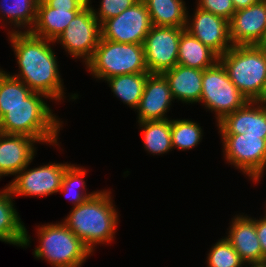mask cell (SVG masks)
Instances as JSON below:
<instances>
[{"label":"cell","instance_id":"cell-28","mask_svg":"<svg viewBox=\"0 0 266 267\" xmlns=\"http://www.w3.org/2000/svg\"><path fill=\"white\" fill-rule=\"evenodd\" d=\"M203 132L201 127L191 120H171V142L172 148L189 150L202 140Z\"/></svg>","mask_w":266,"mask_h":267},{"label":"cell","instance_id":"cell-23","mask_svg":"<svg viewBox=\"0 0 266 267\" xmlns=\"http://www.w3.org/2000/svg\"><path fill=\"white\" fill-rule=\"evenodd\" d=\"M152 25L185 28L187 7L183 0H143Z\"/></svg>","mask_w":266,"mask_h":267},{"label":"cell","instance_id":"cell-2","mask_svg":"<svg viewBox=\"0 0 266 267\" xmlns=\"http://www.w3.org/2000/svg\"><path fill=\"white\" fill-rule=\"evenodd\" d=\"M110 194L111 191H98L82 204L72 207L63 221L91 252L96 244L111 242L115 237L119 218Z\"/></svg>","mask_w":266,"mask_h":267},{"label":"cell","instance_id":"cell-21","mask_svg":"<svg viewBox=\"0 0 266 267\" xmlns=\"http://www.w3.org/2000/svg\"><path fill=\"white\" fill-rule=\"evenodd\" d=\"M12 197L8 186L0 191V241L27 247L30 244V237L16 208L13 207Z\"/></svg>","mask_w":266,"mask_h":267},{"label":"cell","instance_id":"cell-30","mask_svg":"<svg viewBox=\"0 0 266 267\" xmlns=\"http://www.w3.org/2000/svg\"><path fill=\"white\" fill-rule=\"evenodd\" d=\"M207 255V267H242L245 264L225 237L218 240Z\"/></svg>","mask_w":266,"mask_h":267},{"label":"cell","instance_id":"cell-6","mask_svg":"<svg viewBox=\"0 0 266 267\" xmlns=\"http://www.w3.org/2000/svg\"><path fill=\"white\" fill-rule=\"evenodd\" d=\"M40 245L34 257L46 259L53 267H80L92 253L63 222L38 227Z\"/></svg>","mask_w":266,"mask_h":267},{"label":"cell","instance_id":"cell-24","mask_svg":"<svg viewBox=\"0 0 266 267\" xmlns=\"http://www.w3.org/2000/svg\"><path fill=\"white\" fill-rule=\"evenodd\" d=\"M150 73L123 74L106 79L114 96L136 109L142 97L147 76Z\"/></svg>","mask_w":266,"mask_h":267},{"label":"cell","instance_id":"cell-38","mask_svg":"<svg viewBox=\"0 0 266 267\" xmlns=\"http://www.w3.org/2000/svg\"><path fill=\"white\" fill-rule=\"evenodd\" d=\"M251 267H266V262L251 264Z\"/></svg>","mask_w":266,"mask_h":267},{"label":"cell","instance_id":"cell-34","mask_svg":"<svg viewBox=\"0 0 266 267\" xmlns=\"http://www.w3.org/2000/svg\"><path fill=\"white\" fill-rule=\"evenodd\" d=\"M51 8L57 7H80L73 0H44Z\"/></svg>","mask_w":266,"mask_h":267},{"label":"cell","instance_id":"cell-15","mask_svg":"<svg viewBox=\"0 0 266 267\" xmlns=\"http://www.w3.org/2000/svg\"><path fill=\"white\" fill-rule=\"evenodd\" d=\"M174 100L169 83L160 73H150L147 76L142 97L135 110L138 112V122L167 120L165 116L171 102Z\"/></svg>","mask_w":266,"mask_h":267},{"label":"cell","instance_id":"cell-16","mask_svg":"<svg viewBox=\"0 0 266 267\" xmlns=\"http://www.w3.org/2000/svg\"><path fill=\"white\" fill-rule=\"evenodd\" d=\"M217 126L220 134L246 133L266 139V108L248 101L243 107L226 115Z\"/></svg>","mask_w":266,"mask_h":267},{"label":"cell","instance_id":"cell-14","mask_svg":"<svg viewBox=\"0 0 266 267\" xmlns=\"http://www.w3.org/2000/svg\"><path fill=\"white\" fill-rule=\"evenodd\" d=\"M229 28L233 46L262 45L266 32V0L235 11Z\"/></svg>","mask_w":266,"mask_h":267},{"label":"cell","instance_id":"cell-4","mask_svg":"<svg viewBox=\"0 0 266 267\" xmlns=\"http://www.w3.org/2000/svg\"><path fill=\"white\" fill-rule=\"evenodd\" d=\"M219 61L238 90L248 101H255L266 82V47L232 46Z\"/></svg>","mask_w":266,"mask_h":267},{"label":"cell","instance_id":"cell-13","mask_svg":"<svg viewBox=\"0 0 266 267\" xmlns=\"http://www.w3.org/2000/svg\"><path fill=\"white\" fill-rule=\"evenodd\" d=\"M195 10L192 20H189L187 14L185 30L219 56L223 55L233 46L230 39L229 21L198 7Z\"/></svg>","mask_w":266,"mask_h":267},{"label":"cell","instance_id":"cell-19","mask_svg":"<svg viewBox=\"0 0 266 267\" xmlns=\"http://www.w3.org/2000/svg\"><path fill=\"white\" fill-rule=\"evenodd\" d=\"M81 9V7H57L54 9L44 0H39L36 22L30 32L35 36L55 41Z\"/></svg>","mask_w":266,"mask_h":267},{"label":"cell","instance_id":"cell-35","mask_svg":"<svg viewBox=\"0 0 266 267\" xmlns=\"http://www.w3.org/2000/svg\"><path fill=\"white\" fill-rule=\"evenodd\" d=\"M262 0H232L235 11L243 8H247L255 3H258Z\"/></svg>","mask_w":266,"mask_h":267},{"label":"cell","instance_id":"cell-18","mask_svg":"<svg viewBox=\"0 0 266 267\" xmlns=\"http://www.w3.org/2000/svg\"><path fill=\"white\" fill-rule=\"evenodd\" d=\"M229 228L228 236L225 238L245 265L262 263V249L256 234V219L247 215H236Z\"/></svg>","mask_w":266,"mask_h":267},{"label":"cell","instance_id":"cell-25","mask_svg":"<svg viewBox=\"0 0 266 267\" xmlns=\"http://www.w3.org/2000/svg\"><path fill=\"white\" fill-rule=\"evenodd\" d=\"M143 129L144 148L153 155L164 154L172 148L171 120L138 122Z\"/></svg>","mask_w":266,"mask_h":267},{"label":"cell","instance_id":"cell-5","mask_svg":"<svg viewBox=\"0 0 266 267\" xmlns=\"http://www.w3.org/2000/svg\"><path fill=\"white\" fill-rule=\"evenodd\" d=\"M86 67L99 80L123 74L149 73L143 44L117 43L102 38Z\"/></svg>","mask_w":266,"mask_h":267},{"label":"cell","instance_id":"cell-3","mask_svg":"<svg viewBox=\"0 0 266 267\" xmlns=\"http://www.w3.org/2000/svg\"><path fill=\"white\" fill-rule=\"evenodd\" d=\"M42 97L48 98L42 93L32 92L23 103L6 109V114L0 119V133L26 135L39 143L59 145L57 140L62 122Z\"/></svg>","mask_w":266,"mask_h":267},{"label":"cell","instance_id":"cell-22","mask_svg":"<svg viewBox=\"0 0 266 267\" xmlns=\"http://www.w3.org/2000/svg\"><path fill=\"white\" fill-rule=\"evenodd\" d=\"M219 61V55L186 30L181 34L178 49V64L205 70Z\"/></svg>","mask_w":266,"mask_h":267},{"label":"cell","instance_id":"cell-7","mask_svg":"<svg viewBox=\"0 0 266 267\" xmlns=\"http://www.w3.org/2000/svg\"><path fill=\"white\" fill-rule=\"evenodd\" d=\"M200 102L211 112H215L218 123L226 115L243 107L248 100L230 80L225 67L218 61L212 67L203 70Z\"/></svg>","mask_w":266,"mask_h":267},{"label":"cell","instance_id":"cell-31","mask_svg":"<svg viewBox=\"0 0 266 267\" xmlns=\"http://www.w3.org/2000/svg\"><path fill=\"white\" fill-rule=\"evenodd\" d=\"M138 0H102L98 12L93 8V13L98 22H102L116 17L131 7Z\"/></svg>","mask_w":266,"mask_h":267},{"label":"cell","instance_id":"cell-36","mask_svg":"<svg viewBox=\"0 0 266 267\" xmlns=\"http://www.w3.org/2000/svg\"><path fill=\"white\" fill-rule=\"evenodd\" d=\"M258 104H260L261 106H263L264 108H266V82L264 83L263 89L260 93V95L258 96V98L254 101Z\"/></svg>","mask_w":266,"mask_h":267},{"label":"cell","instance_id":"cell-37","mask_svg":"<svg viewBox=\"0 0 266 267\" xmlns=\"http://www.w3.org/2000/svg\"><path fill=\"white\" fill-rule=\"evenodd\" d=\"M81 8H93L90 6L91 0H73Z\"/></svg>","mask_w":266,"mask_h":267},{"label":"cell","instance_id":"cell-1","mask_svg":"<svg viewBox=\"0 0 266 267\" xmlns=\"http://www.w3.org/2000/svg\"><path fill=\"white\" fill-rule=\"evenodd\" d=\"M8 34L20 71L11 76L24 82L33 92L42 93L55 101L61 100L65 93L63 80L50 44L55 42L21 30Z\"/></svg>","mask_w":266,"mask_h":267},{"label":"cell","instance_id":"cell-33","mask_svg":"<svg viewBox=\"0 0 266 267\" xmlns=\"http://www.w3.org/2000/svg\"><path fill=\"white\" fill-rule=\"evenodd\" d=\"M256 234L262 249V263L266 262V217L256 219Z\"/></svg>","mask_w":266,"mask_h":267},{"label":"cell","instance_id":"cell-10","mask_svg":"<svg viewBox=\"0 0 266 267\" xmlns=\"http://www.w3.org/2000/svg\"><path fill=\"white\" fill-rule=\"evenodd\" d=\"M152 26L145 3L138 0L120 15L100 24L101 38L117 43L144 44Z\"/></svg>","mask_w":266,"mask_h":267},{"label":"cell","instance_id":"cell-17","mask_svg":"<svg viewBox=\"0 0 266 267\" xmlns=\"http://www.w3.org/2000/svg\"><path fill=\"white\" fill-rule=\"evenodd\" d=\"M36 139L26 135L0 133V173L16 175L34 159Z\"/></svg>","mask_w":266,"mask_h":267},{"label":"cell","instance_id":"cell-8","mask_svg":"<svg viewBox=\"0 0 266 267\" xmlns=\"http://www.w3.org/2000/svg\"><path fill=\"white\" fill-rule=\"evenodd\" d=\"M225 159L258 182L266 169V139L244 134H221Z\"/></svg>","mask_w":266,"mask_h":267},{"label":"cell","instance_id":"cell-27","mask_svg":"<svg viewBox=\"0 0 266 267\" xmlns=\"http://www.w3.org/2000/svg\"><path fill=\"white\" fill-rule=\"evenodd\" d=\"M33 91L22 81L5 71L0 72V119L6 109L23 103Z\"/></svg>","mask_w":266,"mask_h":267},{"label":"cell","instance_id":"cell-39","mask_svg":"<svg viewBox=\"0 0 266 267\" xmlns=\"http://www.w3.org/2000/svg\"><path fill=\"white\" fill-rule=\"evenodd\" d=\"M261 46H264V47H266V32H265V38H264V42H263V44H262Z\"/></svg>","mask_w":266,"mask_h":267},{"label":"cell","instance_id":"cell-9","mask_svg":"<svg viewBox=\"0 0 266 267\" xmlns=\"http://www.w3.org/2000/svg\"><path fill=\"white\" fill-rule=\"evenodd\" d=\"M100 38V23L94 16L93 8H82L54 42H60L68 54L74 58H83L86 64Z\"/></svg>","mask_w":266,"mask_h":267},{"label":"cell","instance_id":"cell-11","mask_svg":"<svg viewBox=\"0 0 266 267\" xmlns=\"http://www.w3.org/2000/svg\"><path fill=\"white\" fill-rule=\"evenodd\" d=\"M185 28L152 26L144 41L145 63L149 73H160L178 64V49Z\"/></svg>","mask_w":266,"mask_h":267},{"label":"cell","instance_id":"cell-26","mask_svg":"<svg viewBox=\"0 0 266 267\" xmlns=\"http://www.w3.org/2000/svg\"><path fill=\"white\" fill-rule=\"evenodd\" d=\"M38 2L39 0H2L0 3L1 17L13 24L15 28L27 27L29 29L24 32H30L36 22Z\"/></svg>","mask_w":266,"mask_h":267},{"label":"cell","instance_id":"cell-29","mask_svg":"<svg viewBox=\"0 0 266 267\" xmlns=\"http://www.w3.org/2000/svg\"><path fill=\"white\" fill-rule=\"evenodd\" d=\"M85 174H86V169L82 167H78L77 165H74V164L70 165L65 171V174L62 179L61 187L58 192L62 191L66 195H68V193L69 194L71 193L72 188H74V186H77V185H79V188L77 187V189H81V191L85 190L86 183H85V180H83ZM81 191L80 190H78L77 192L75 191L74 192L75 194L71 195V200H72L71 202L74 205V207H77L78 205L82 204L88 198L93 197L98 192V191L96 192L94 191L93 193L87 194Z\"/></svg>","mask_w":266,"mask_h":267},{"label":"cell","instance_id":"cell-12","mask_svg":"<svg viewBox=\"0 0 266 267\" xmlns=\"http://www.w3.org/2000/svg\"><path fill=\"white\" fill-rule=\"evenodd\" d=\"M70 165L50 162L28 170L26 166L7 186L14 196H48L59 191L65 171Z\"/></svg>","mask_w":266,"mask_h":267},{"label":"cell","instance_id":"cell-20","mask_svg":"<svg viewBox=\"0 0 266 267\" xmlns=\"http://www.w3.org/2000/svg\"><path fill=\"white\" fill-rule=\"evenodd\" d=\"M162 74L169 83L174 99L187 104L200 102L203 70L177 64Z\"/></svg>","mask_w":266,"mask_h":267},{"label":"cell","instance_id":"cell-32","mask_svg":"<svg viewBox=\"0 0 266 267\" xmlns=\"http://www.w3.org/2000/svg\"><path fill=\"white\" fill-rule=\"evenodd\" d=\"M197 7L230 21L235 13L232 0H198Z\"/></svg>","mask_w":266,"mask_h":267}]
</instances>
